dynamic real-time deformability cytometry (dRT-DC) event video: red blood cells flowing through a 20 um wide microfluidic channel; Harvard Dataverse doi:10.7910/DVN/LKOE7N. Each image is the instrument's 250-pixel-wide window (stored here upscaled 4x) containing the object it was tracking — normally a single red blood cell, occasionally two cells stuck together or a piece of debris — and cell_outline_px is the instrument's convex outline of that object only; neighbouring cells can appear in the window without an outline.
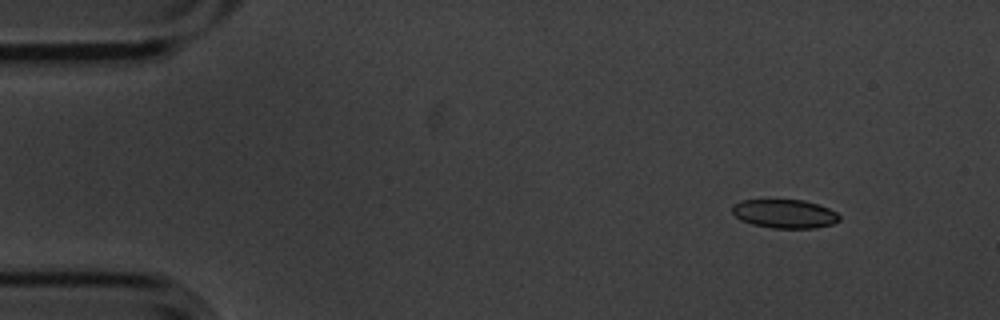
{"species": "common noctule bat (a hibernating species)", "species_latin": "Nyctalus noctula", "temperature_condition": "cold", "stored_images_in_passage": 5, "camera_frame_rate_fps": 3000, "um_per_image_px": 0.085, "animal": {"sex": "male", "body_mass_g": 20.1, "forearm_length_mm": 53.5}, "frame": {"image": 1, "passage_image": 2, "time_ms": 0.333, "image_size_px": [1000, 320], "cell_outline_px": [[840, 220], [832, 224], [812, 228], [772, 228], [752, 224], [740, 220], [732, 212], [732, 204], [740, 200], [804, 200], [828, 208], [836, 212], [840, 216]], "centroid_in_image_um": [66.67, 18.17], "position_along_channel_um": 18.3, "area_um2": 17.92}}
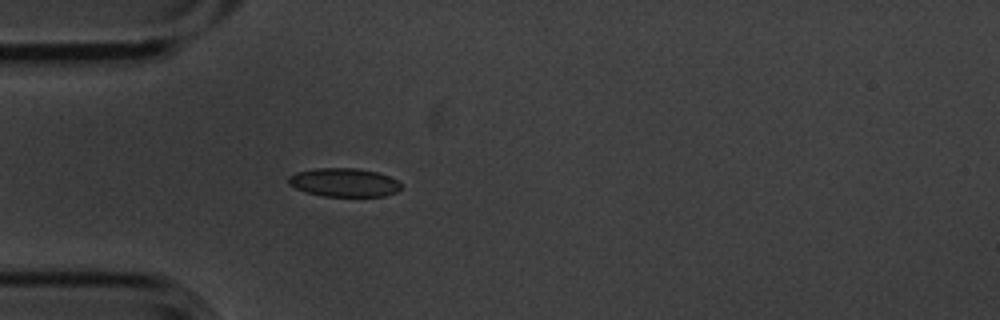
{"frame": {"image": 2, "passage_image": 5, "time_ms": 1.333, "image_size_px": [1000, 320], "cell_outline_px": [[400, 188], [396, 192], [384, 196], [324, 196], [304, 192], [288, 184], [288, 176], [296, 172], [316, 168], [356, 168], [376, 172], [388, 176], [396, 180], [400, 184]], "centroid_in_image_um": [29.2, 15.51], "position_along_channel_um": 55.8, "area_um2": 18.67}}